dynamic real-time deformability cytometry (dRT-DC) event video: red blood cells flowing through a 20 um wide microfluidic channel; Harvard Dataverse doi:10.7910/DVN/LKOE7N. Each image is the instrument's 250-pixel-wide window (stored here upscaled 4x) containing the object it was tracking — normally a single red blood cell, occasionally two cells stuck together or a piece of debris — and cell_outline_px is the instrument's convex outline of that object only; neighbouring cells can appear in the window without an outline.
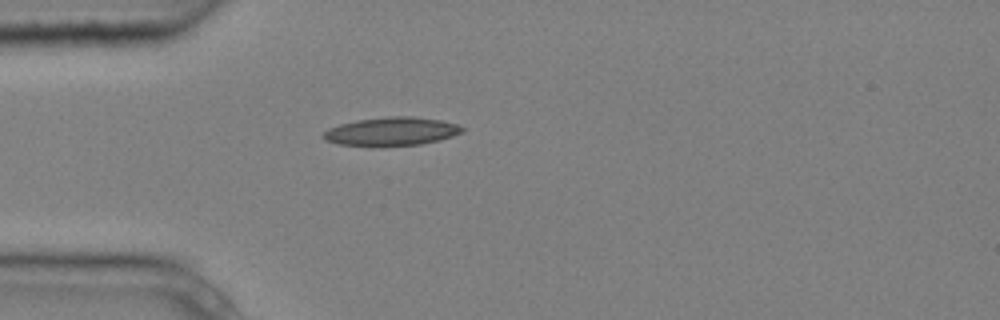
{"species": "common noctule bat (a hibernating species)", "species_latin": "Nyctalus noctula", "temperature_condition": "cold", "stored_images_in_passage": 2, "camera_frame_rate_fps": 3000, "um_per_image_px": 0.085, "animal": {"sex": "male", "body_mass_g": 20.4}, "frame": {"image": 1, "passage_image": 2, "time_ms": 0.333, "image_size_px": [1000, 320], "cell_outline_px": [[464, 132], [440, 140], [420, 144], [372, 148], [340, 144], [324, 140], [320, 136], [328, 128], [340, 124], [360, 120], [388, 116], [412, 116], [440, 120], [456, 124], [464, 128]], "centroid_in_image_um": [33.24, 11.2], "position_along_channel_um": 51.8, "area_um2": 23.47}}